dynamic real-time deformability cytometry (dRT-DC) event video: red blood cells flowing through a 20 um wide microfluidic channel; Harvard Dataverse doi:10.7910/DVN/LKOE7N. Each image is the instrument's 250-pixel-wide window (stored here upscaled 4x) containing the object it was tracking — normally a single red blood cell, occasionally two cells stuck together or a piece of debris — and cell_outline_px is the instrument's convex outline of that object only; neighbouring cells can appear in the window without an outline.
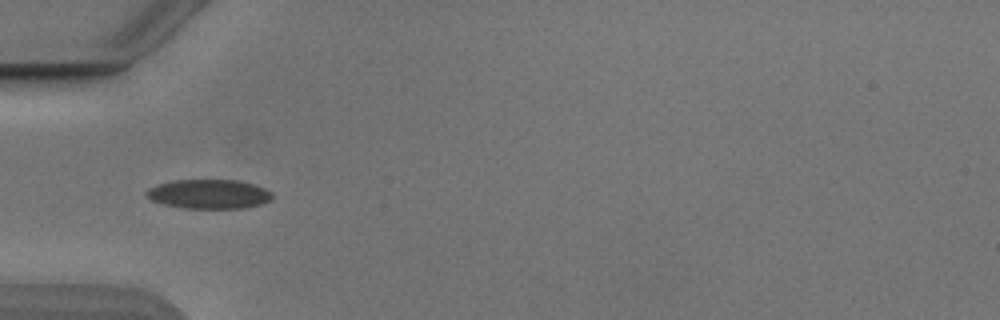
{"species": "Egyptian fruit bat (a non-hibernating species)", "species_latin": "Rousettus aegyptiacus", "temperature_condition": "cold", "stored_images_in_passage": 37, "camera_frame_rate_fps": 3000, "um_per_image_px": 0.085, "animal": {"sex": "male"}, "frame": {"image": 1, "passage_image": 1, "time_ms": 0.0, "image_size_px": [1000, 320], "cell_outline_px": [[272, 200], [260, 204], [244, 208], [180, 208], [164, 204], [152, 200], [144, 196], [144, 192], [148, 188], [156, 184], [172, 180], [240, 180], [264, 188], [272, 192]], "centroid_in_image_um": [17.72, 16.49], "position_along_channel_um": 67.3, "area_um2": 21.68}}
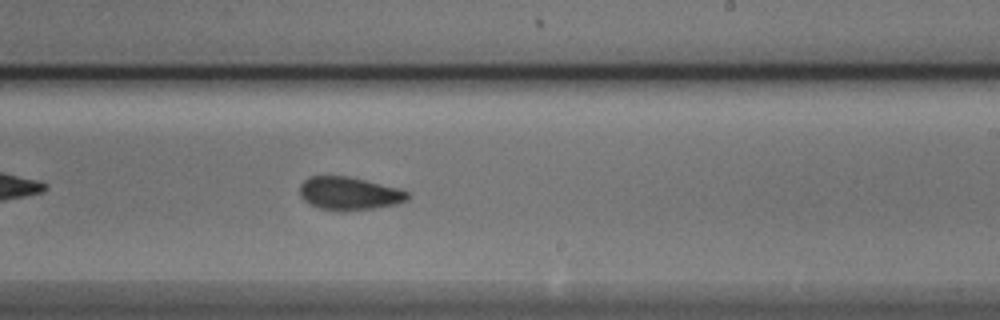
{"frame": {"image": 2, "passage_image": 16, "time_ms": 5.0, "image_size_px": [1000, 320], "cell_outline_px": [[408, 200], [396, 204], [376, 208], [320, 208], [304, 200], [300, 196], [300, 184], [308, 176], [348, 176], [396, 188], [408, 192]], "centroid_in_image_um": [29.66, 16.4], "position_along_channel_um": 259.3, "area_um2": 19.88}}
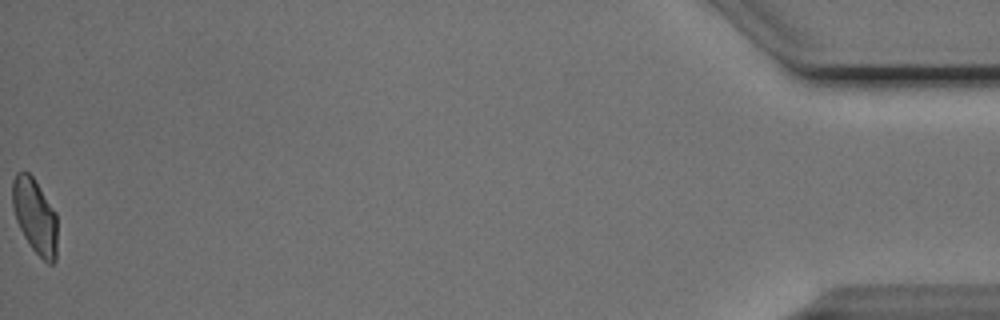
{"frame": {"image": 3, "passage_image": 37, "time_ms": 12.0, "image_size_px": [1000, 320], "cell_outline_px": [[56, 260], [52, 264], [48, 264], [32, 248], [24, 236], [16, 220], [12, 204], [12, 180], [16, 172], [28, 172], [32, 176], [56, 212]], "centroid_in_image_um": [2.96, 18.35], "position_along_channel_um": 432.2, "area_um2": 19.42}, "authors_computed_cell_mechanics": {"area_um2": 20.5768, "velocity_mm_per_s": 3.865, "shape_relaxation_time_tau1_ms": 5.0092, "shape_relaxation_time_tau2_ms": 1.5345, "deformation_change_tau1": 0.121, "deformation_change_tau2": 0.0596}}